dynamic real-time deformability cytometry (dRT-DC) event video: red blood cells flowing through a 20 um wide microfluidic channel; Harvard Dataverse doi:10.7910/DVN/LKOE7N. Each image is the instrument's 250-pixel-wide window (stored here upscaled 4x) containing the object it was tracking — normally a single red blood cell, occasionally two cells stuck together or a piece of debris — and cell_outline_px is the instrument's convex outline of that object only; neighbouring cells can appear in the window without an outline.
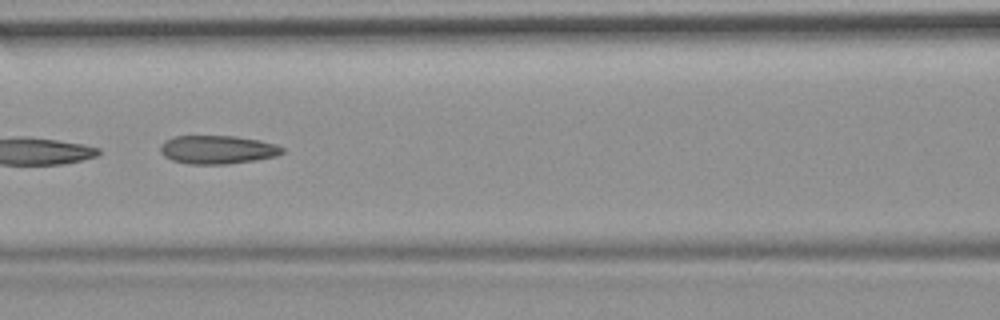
{"species": "common noctule bat (a hibernating species)", "species_latin": "Nyctalus noctula", "temperature_condition": "room temperature", "stored_images_in_passage": 13, "camera_frame_rate_fps": 3000, "um_per_image_px": 0.085, "animal": {"sex": "female", "body_mass_g": 19.9}, "frame": {"image": 1, "passage_image": 6, "time_ms": 6.667, "image_size_px": [1000, 320], "cell_outline_px": [[284, 152], [276, 156], [256, 160], [228, 164], [188, 164], [172, 160], [164, 156], [160, 152], [160, 144], [164, 140], [176, 136], [236, 136], [260, 140], [276, 144], [284, 148]], "centroid_in_image_um": [18.48, 12.72], "position_along_channel_um": 148.1, "area_um2": 20.4}, "authors_computed_cell_mechanics": {"area_um2": 20.3456, "velocity_mm_per_s": 3.727, "shape_relaxation_time_tau1_ms": null, "shape_relaxation_time_tau2_ms": 3.036, "deformation_change_tau1": null, "deformation_change_tau2": 0.0854}}